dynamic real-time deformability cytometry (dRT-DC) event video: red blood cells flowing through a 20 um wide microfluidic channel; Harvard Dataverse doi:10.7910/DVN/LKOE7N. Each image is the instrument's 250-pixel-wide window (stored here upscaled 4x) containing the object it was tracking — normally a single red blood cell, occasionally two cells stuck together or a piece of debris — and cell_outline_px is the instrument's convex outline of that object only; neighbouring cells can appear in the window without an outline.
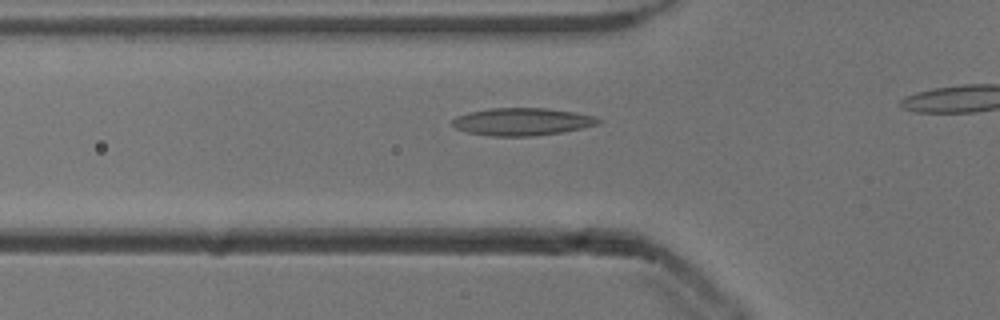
{"species": "common noctule bat (a hibernating species)", "species_latin": "Nyctalus noctula", "temperature_condition": "cold", "stored_images_in_passage": 27, "camera_frame_rate_fps": 3000, "um_per_image_px": 0.085, "animal": {"sex": "male", "body_mass_g": 13.3}, "frame": {"image": 1, "passage_image": 12, "time_ms": 3.667, "image_size_px": [1000, 320], "cell_outline_px": [[604, 120], [600, 124], [560, 132], [532, 136], [492, 136], [468, 132], [456, 128], [452, 124], [452, 120], [456, 116], [468, 112], [488, 108], [548, 108], [596, 116]], "centroid_in_image_um": [44.39, 10.33], "position_along_channel_um": 81.4, "area_um2": 23.41}}
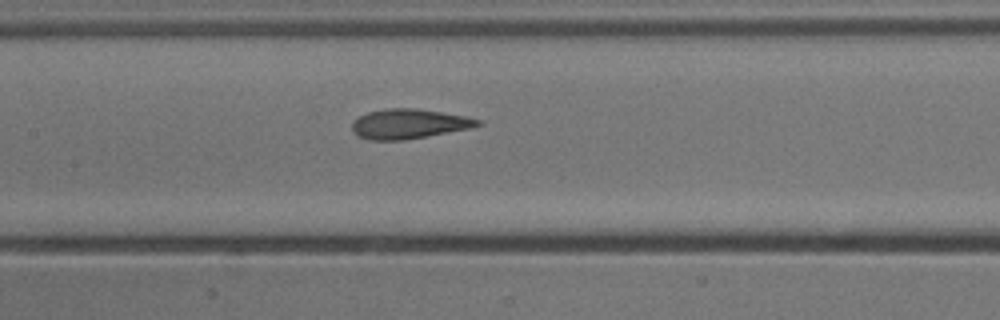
{"frame": {"image": 2, "passage_image": 19, "time_ms": 6.0, "image_size_px": [1000, 320], "cell_outline_px": [[484, 124], [468, 128], [404, 140], [368, 140], [356, 136], [352, 132], [352, 120], [368, 112], [384, 108], [416, 108], [468, 116], [480, 120]], "centroid_in_image_um": [34.71, 10.52], "position_along_channel_um": 172.7, "area_um2": 21.85}}
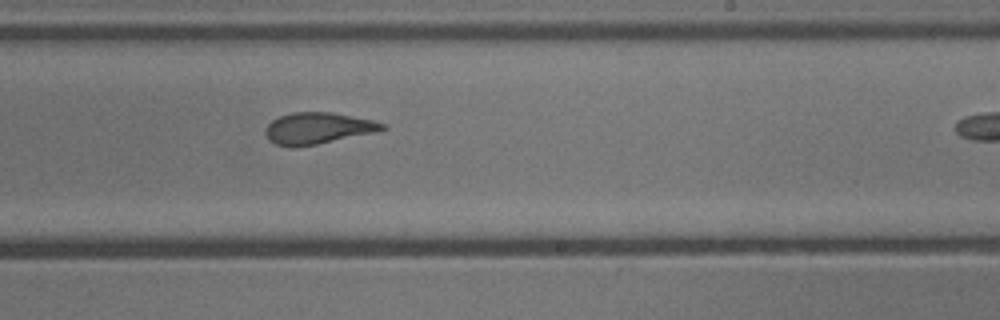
{"frame": {"image": 3, "passage_image": 26, "time_ms": 8.333, "image_size_px": [1000, 320], "cell_outline_px": [[388, 128], [376, 132], [316, 144], [292, 148], [276, 144], [268, 140], [264, 132], [264, 128], [272, 120], [280, 116], [292, 112], [332, 112], [372, 120], [384, 124]], "centroid_in_image_um": [26.97, 10.9], "position_along_channel_um": 262.0, "area_um2": 21.44}}